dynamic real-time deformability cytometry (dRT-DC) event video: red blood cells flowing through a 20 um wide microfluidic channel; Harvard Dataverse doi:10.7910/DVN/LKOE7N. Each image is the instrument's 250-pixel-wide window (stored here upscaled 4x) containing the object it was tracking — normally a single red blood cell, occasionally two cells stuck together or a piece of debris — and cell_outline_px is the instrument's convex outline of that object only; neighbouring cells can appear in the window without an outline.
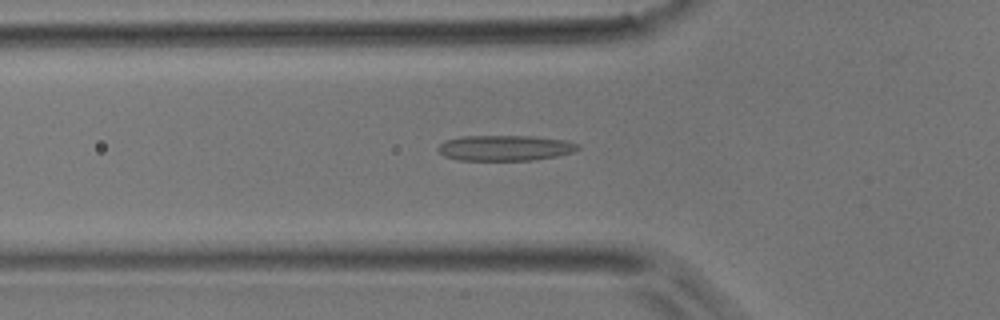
{"species": "common noctule bat (a hibernating species)", "species_latin": "Nyctalus noctula", "temperature_condition": "room temperature", "stored_images_in_passage": 38, "camera_frame_rate_fps": 3000, "um_per_image_px": 0.085, "animal": {"sex": "male", "body_mass_g": 17.9}, "frame": {"image": 1, "passage_image": 8, "time_ms": 2.333, "image_size_px": [1000, 320], "cell_outline_px": [[580, 148], [572, 152], [556, 156], [532, 160], [460, 160], [444, 156], [436, 148], [444, 140], [460, 136], [532, 136], [568, 140], [580, 144]], "centroid_in_image_um": [42.93, 12.56], "position_along_channel_um": 82.9, "area_um2": 20.92}}
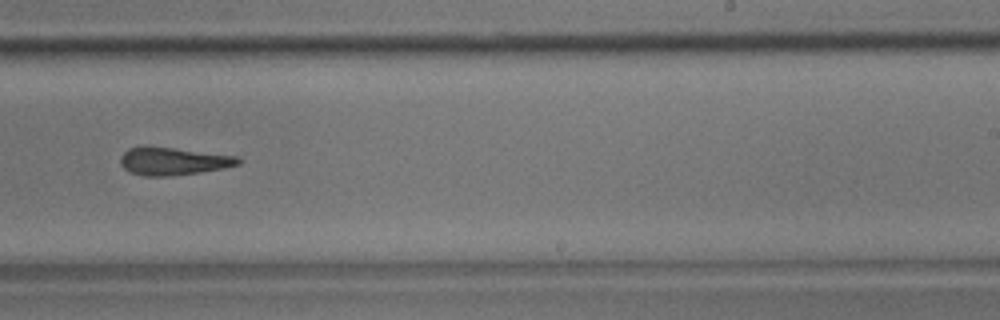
{"frame": {"image": 2, "passage_image": 21, "time_ms": 6.667, "image_size_px": [1000, 320], "cell_outline_px": [[244, 160], [240, 164], [224, 168], [200, 172], [172, 176], [144, 176], [132, 172], [124, 168], [120, 164], [120, 156], [128, 148], [144, 144], [148, 144], [240, 156]], "centroid_in_image_um": [14.74, 13.66], "position_along_channel_um": 274.3, "area_um2": 19.77}}
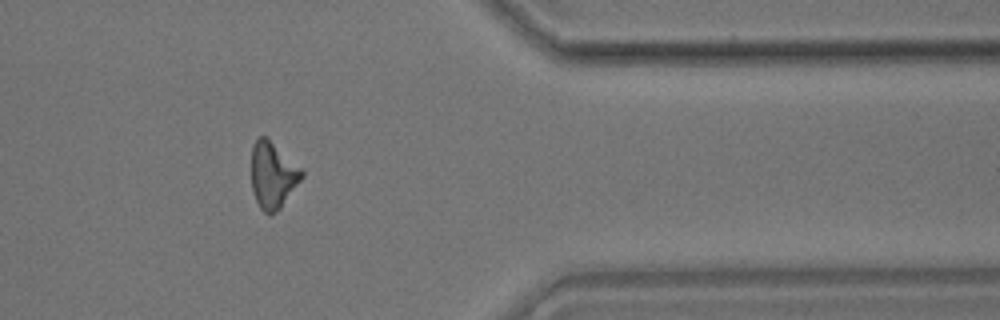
{"frame": {"image": 3, "passage_image": 30, "time_ms": 9.667, "image_size_px": [1000, 320], "cell_outline_px": [[304, 176], [280, 208], [276, 212], [268, 216], [260, 208], [256, 200], [252, 188], [252, 148], [256, 140], [260, 136], [264, 136], [304, 168]], "centroid_in_image_um": [23.22, 14.91], "position_along_channel_um": 388.2, "area_um2": 19.48}}